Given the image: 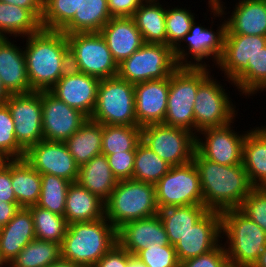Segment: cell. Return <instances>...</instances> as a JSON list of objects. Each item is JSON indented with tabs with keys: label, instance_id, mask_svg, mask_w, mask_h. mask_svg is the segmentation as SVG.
Returning <instances> with one entry per match:
<instances>
[{
	"label": "cell",
	"instance_id": "6da1fadb",
	"mask_svg": "<svg viewBox=\"0 0 266 267\" xmlns=\"http://www.w3.org/2000/svg\"><path fill=\"white\" fill-rule=\"evenodd\" d=\"M23 49L33 91H49L70 68L69 44L64 32L41 29L27 36Z\"/></svg>",
	"mask_w": 266,
	"mask_h": 267
},
{
	"label": "cell",
	"instance_id": "7a4b0ae2",
	"mask_svg": "<svg viewBox=\"0 0 266 267\" xmlns=\"http://www.w3.org/2000/svg\"><path fill=\"white\" fill-rule=\"evenodd\" d=\"M193 162L199 172L204 206L208 210L237 209L253 189L242 163L220 165L203 158L196 150Z\"/></svg>",
	"mask_w": 266,
	"mask_h": 267
},
{
	"label": "cell",
	"instance_id": "3957f363",
	"mask_svg": "<svg viewBox=\"0 0 266 267\" xmlns=\"http://www.w3.org/2000/svg\"><path fill=\"white\" fill-rule=\"evenodd\" d=\"M116 243L117 230L105 217L71 223L60 245L61 257L81 267H94Z\"/></svg>",
	"mask_w": 266,
	"mask_h": 267
},
{
	"label": "cell",
	"instance_id": "277c9868",
	"mask_svg": "<svg viewBox=\"0 0 266 267\" xmlns=\"http://www.w3.org/2000/svg\"><path fill=\"white\" fill-rule=\"evenodd\" d=\"M221 213V234L227 237L224 247L229 265L253 267L266 247V232L238 208Z\"/></svg>",
	"mask_w": 266,
	"mask_h": 267
},
{
	"label": "cell",
	"instance_id": "5b68a950",
	"mask_svg": "<svg viewBox=\"0 0 266 267\" xmlns=\"http://www.w3.org/2000/svg\"><path fill=\"white\" fill-rule=\"evenodd\" d=\"M105 218L118 230L124 224L158 215L155 185L127 179L118 181L104 202Z\"/></svg>",
	"mask_w": 266,
	"mask_h": 267
},
{
	"label": "cell",
	"instance_id": "8992f818",
	"mask_svg": "<svg viewBox=\"0 0 266 267\" xmlns=\"http://www.w3.org/2000/svg\"><path fill=\"white\" fill-rule=\"evenodd\" d=\"M206 67H178L170 75L168 104L163 124L195 134L194 102L200 83L209 75ZM194 131V132H193Z\"/></svg>",
	"mask_w": 266,
	"mask_h": 267
},
{
	"label": "cell",
	"instance_id": "52a82bcc",
	"mask_svg": "<svg viewBox=\"0 0 266 267\" xmlns=\"http://www.w3.org/2000/svg\"><path fill=\"white\" fill-rule=\"evenodd\" d=\"M90 119L102 125L139 126L135 116V84L118 75L100 79Z\"/></svg>",
	"mask_w": 266,
	"mask_h": 267
},
{
	"label": "cell",
	"instance_id": "ba28073f",
	"mask_svg": "<svg viewBox=\"0 0 266 267\" xmlns=\"http://www.w3.org/2000/svg\"><path fill=\"white\" fill-rule=\"evenodd\" d=\"M66 37L70 68L99 79L117 76L118 64L100 32L73 33Z\"/></svg>",
	"mask_w": 266,
	"mask_h": 267
},
{
	"label": "cell",
	"instance_id": "9c48e42d",
	"mask_svg": "<svg viewBox=\"0 0 266 267\" xmlns=\"http://www.w3.org/2000/svg\"><path fill=\"white\" fill-rule=\"evenodd\" d=\"M178 68L173 49L164 44L144 43L118 64V76L136 84L166 79Z\"/></svg>",
	"mask_w": 266,
	"mask_h": 267
},
{
	"label": "cell",
	"instance_id": "30bf717a",
	"mask_svg": "<svg viewBox=\"0 0 266 267\" xmlns=\"http://www.w3.org/2000/svg\"><path fill=\"white\" fill-rule=\"evenodd\" d=\"M155 193L159 210L204 204L199 172L193 160L172 166L155 184Z\"/></svg>",
	"mask_w": 266,
	"mask_h": 267
},
{
	"label": "cell",
	"instance_id": "8fae6325",
	"mask_svg": "<svg viewBox=\"0 0 266 267\" xmlns=\"http://www.w3.org/2000/svg\"><path fill=\"white\" fill-rule=\"evenodd\" d=\"M141 141L171 166L191 162L196 150L193 133L163 123L141 127Z\"/></svg>",
	"mask_w": 266,
	"mask_h": 267
},
{
	"label": "cell",
	"instance_id": "7c38bea8",
	"mask_svg": "<svg viewBox=\"0 0 266 267\" xmlns=\"http://www.w3.org/2000/svg\"><path fill=\"white\" fill-rule=\"evenodd\" d=\"M208 75L201 83L194 102L195 136L206 128L233 123L236 110L223 86Z\"/></svg>",
	"mask_w": 266,
	"mask_h": 267
},
{
	"label": "cell",
	"instance_id": "4fadbf2b",
	"mask_svg": "<svg viewBox=\"0 0 266 267\" xmlns=\"http://www.w3.org/2000/svg\"><path fill=\"white\" fill-rule=\"evenodd\" d=\"M5 104L14 121L17 143L25 151L43 140L41 91L10 94Z\"/></svg>",
	"mask_w": 266,
	"mask_h": 267
},
{
	"label": "cell",
	"instance_id": "5bb4252c",
	"mask_svg": "<svg viewBox=\"0 0 266 267\" xmlns=\"http://www.w3.org/2000/svg\"><path fill=\"white\" fill-rule=\"evenodd\" d=\"M218 28L219 29L215 32L211 30L212 28L207 29L201 26V24L196 25V22L193 21L189 33L182 39L183 41L188 42V46H185V48H188V52L187 48L185 50L184 47L173 49V55L177 66L208 68L209 64L207 65L202 60L205 58L208 59L211 56L214 59V63L216 62L217 64L223 54L226 21L224 20L222 25L220 24ZM189 56L190 60H192V58L194 59V62L188 61Z\"/></svg>",
	"mask_w": 266,
	"mask_h": 267
},
{
	"label": "cell",
	"instance_id": "9a60e30c",
	"mask_svg": "<svg viewBox=\"0 0 266 267\" xmlns=\"http://www.w3.org/2000/svg\"><path fill=\"white\" fill-rule=\"evenodd\" d=\"M231 123L222 127L206 128L198 134L205 136V141L196 136V151L205 159L220 165L242 163L243 144L246 137L231 129Z\"/></svg>",
	"mask_w": 266,
	"mask_h": 267
},
{
	"label": "cell",
	"instance_id": "2e32d148",
	"mask_svg": "<svg viewBox=\"0 0 266 267\" xmlns=\"http://www.w3.org/2000/svg\"><path fill=\"white\" fill-rule=\"evenodd\" d=\"M39 174H51L75 183L79 166L64 142L43 139L25 151L23 158Z\"/></svg>",
	"mask_w": 266,
	"mask_h": 267
},
{
	"label": "cell",
	"instance_id": "e0dca14e",
	"mask_svg": "<svg viewBox=\"0 0 266 267\" xmlns=\"http://www.w3.org/2000/svg\"><path fill=\"white\" fill-rule=\"evenodd\" d=\"M43 139L61 141L71 137L88 119L50 91H41Z\"/></svg>",
	"mask_w": 266,
	"mask_h": 267
},
{
	"label": "cell",
	"instance_id": "ac0fdd59",
	"mask_svg": "<svg viewBox=\"0 0 266 267\" xmlns=\"http://www.w3.org/2000/svg\"><path fill=\"white\" fill-rule=\"evenodd\" d=\"M99 82L97 77L69 68L49 91L90 118L96 106Z\"/></svg>",
	"mask_w": 266,
	"mask_h": 267
},
{
	"label": "cell",
	"instance_id": "d6986e66",
	"mask_svg": "<svg viewBox=\"0 0 266 267\" xmlns=\"http://www.w3.org/2000/svg\"><path fill=\"white\" fill-rule=\"evenodd\" d=\"M221 213L209 210L175 245L179 263L206 254L220 244Z\"/></svg>",
	"mask_w": 266,
	"mask_h": 267
},
{
	"label": "cell",
	"instance_id": "ffe728a7",
	"mask_svg": "<svg viewBox=\"0 0 266 267\" xmlns=\"http://www.w3.org/2000/svg\"><path fill=\"white\" fill-rule=\"evenodd\" d=\"M265 46L266 36L225 34L218 67L233 84L248 70V61Z\"/></svg>",
	"mask_w": 266,
	"mask_h": 267
},
{
	"label": "cell",
	"instance_id": "44dd1931",
	"mask_svg": "<svg viewBox=\"0 0 266 267\" xmlns=\"http://www.w3.org/2000/svg\"><path fill=\"white\" fill-rule=\"evenodd\" d=\"M170 87V77L135 84V116L140 127L163 123Z\"/></svg>",
	"mask_w": 266,
	"mask_h": 267
},
{
	"label": "cell",
	"instance_id": "7402d4cb",
	"mask_svg": "<svg viewBox=\"0 0 266 267\" xmlns=\"http://www.w3.org/2000/svg\"><path fill=\"white\" fill-rule=\"evenodd\" d=\"M117 243L131 255L151 246H166L168 236L159 215L131 221L117 230Z\"/></svg>",
	"mask_w": 266,
	"mask_h": 267
},
{
	"label": "cell",
	"instance_id": "603a6c76",
	"mask_svg": "<svg viewBox=\"0 0 266 267\" xmlns=\"http://www.w3.org/2000/svg\"><path fill=\"white\" fill-rule=\"evenodd\" d=\"M113 59L120 64L143 44L141 32L132 17H112L100 30Z\"/></svg>",
	"mask_w": 266,
	"mask_h": 267
},
{
	"label": "cell",
	"instance_id": "cb8c5ba5",
	"mask_svg": "<svg viewBox=\"0 0 266 267\" xmlns=\"http://www.w3.org/2000/svg\"><path fill=\"white\" fill-rule=\"evenodd\" d=\"M0 38V79L9 94L29 93L26 60L22 48H18L10 39Z\"/></svg>",
	"mask_w": 266,
	"mask_h": 267
},
{
	"label": "cell",
	"instance_id": "d4e9b609",
	"mask_svg": "<svg viewBox=\"0 0 266 267\" xmlns=\"http://www.w3.org/2000/svg\"><path fill=\"white\" fill-rule=\"evenodd\" d=\"M34 239L36 236L31 211L29 208L20 207L15 216L0 227V253L9 265Z\"/></svg>",
	"mask_w": 266,
	"mask_h": 267
},
{
	"label": "cell",
	"instance_id": "484cf974",
	"mask_svg": "<svg viewBox=\"0 0 266 267\" xmlns=\"http://www.w3.org/2000/svg\"><path fill=\"white\" fill-rule=\"evenodd\" d=\"M227 19L225 34L266 36V0H239Z\"/></svg>",
	"mask_w": 266,
	"mask_h": 267
},
{
	"label": "cell",
	"instance_id": "4316f807",
	"mask_svg": "<svg viewBox=\"0 0 266 267\" xmlns=\"http://www.w3.org/2000/svg\"><path fill=\"white\" fill-rule=\"evenodd\" d=\"M242 164L253 188H266V126L246 133Z\"/></svg>",
	"mask_w": 266,
	"mask_h": 267
},
{
	"label": "cell",
	"instance_id": "83f0119b",
	"mask_svg": "<svg viewBox=\"0 0 266 267\" xmlns=\"http://www.w3.org/2000/svg\"><path fill=\"white\" fill-rule=\"evenodd\" d=\"M64 217L68 224L89 222L105 217L104 201L77 182L68 188Z\"/></svg>",
	"mask_w": 266,
	"mask_h": 267
},
{
	"label": "cell",
	"instance_id": "f1b7e54d",
	"mask_svg": "<svg viewBox=\"0 0 266 267\" xmlns=\"http://www.w3.org/2000/svg\"><path fill=\"white\" fill-rule=\"evenodd\" d=\"M77 183L105 202L118 180L111 171L107 156L99 154L79 167Z\"/></svg>",
	"mask_w": 266,
	"mask_h": 267
},
{
	"label": "cell",
	"instance_id": "f546056e",
	"mask_svg": "<svg viewBox=\"0 0 266 267\" xmlns=\"http://www.w3.org/2000/svg\"><path fill=\"white\" fill-rule=\"evenodd\" d=\"M102 131L101 123L88 118L71 137L64 141L79 167L94 156L102 154Z\"/></svg>",
	"mask_w": 266,
	"mask_h": 267
},
{
	"label": "cell",
	"instance_id": "4dcf8cb0",
	"mask_svg": "<svg viewBox=\"0 0 266 267\" xmlns=\"http://www.w3.org/2000/svg\"><path fill=\"white\" fill-rule=\"evenodd\" d=\"M11 184L20 207L37 205L41 194V174L22 159H11Z\"/></svg>",
	"mask_w": 266,
	"mask_h": 267
},
{
	"label": "cell",
	"instance_id": "1f68e13d",
	"mask_svg": "<svg viewBox=\"0 0 266 267\" xmlns=\"http://www.w3.org/2000/svg\"><path fill=\"white\" fill-rule=\"evenodd\" d=\"M159 0H144L132 18L141 32L144 43L166 45V8Z\"/></svg>",
	"mask_w": 266,
	"mask_h": 267
},
{
	"label": "cell",
	"instance_id": "d6a6232c",
	"mask_svg": "<svg viewBox=\"0 0 266 267\" xmlns=\"http://www.w3.org/2000/svg\"><path fill=\"white\" fill-rule=\"evenodd\" d=\"M208 211L204 204L160 209L158 215L169 243L174 246Z\"/></svg>",
	"mask_w": 266,
	"mask_h": 267
},
{
	"label": "cell",
	"instance_id": "836d02e7",
	"mask_svg": "<svg viewBox=\"0 0 266 267\" xmlns=\"http://www.w3.org/2000/svg\"><path fill=\"white\" fill-rule=\"evenodd\" d=\"M112 18L107 0H81L73 19L61 30L67 34L100 32Z\"/></svg>",
	"mask_w": 266,
	"mask_h": 267
},
{
	"label": "cell",
	"instance_id": "e575fe53",
	"mask_svg": "<svg viewBox=\"0 0 266 267\" xmlns=\"http://www.w3.org/2000/svg\"><path fill=\"white\" fill-rule=\"evenodd\" d=\"M41 29V20L31 10L0 1V38L6 34L24 38Z\"/></svg>",
	"mask_w": 266,
	"mask_h": 267
},
{
	"label": "cell",
	"instance_id": "d590c367",
	"mask_svg": "<svg viewBox=\"0 0 266 267\" xmlns=\"http://www.w3.org/2000/svg\"><path fill=\"white\" fill-rule=\"evenodd\" d=\"M61 257L60 244L34 239L9 264V267H47Z\"/></svg>",
	"mask_w": 266,
	"mask_h": 267
},
{
	"label": "cell",
	"instance_id": "8d00e7d4",
	"mask_svg": "<svg viewBox=\"0 0 266 267\" xmlns=\"http://www.w3.org/2000/svg\"><path fill=\"white\" fill-rule=\"evenodd\" d=\"M141 141V127L129 125H103L102 154L105 156L136 151Z\"/></svg>",
	"mask_w": 266,
	"mask_h": 267
},
{
	"label": "cell",
	"instance_id": "74e56055",
	"mask_svg": "<svg viewBox=\"0 0 266 267\" xmlns=\"http://www.w3.org/2000/svg\"><path fill=\"white\" fill-rule=\"evenodd\" d=\"M171 167L142 141L136 146L132 179L155 185Z\"/></svg>",
	"mask_w": 266,
	"mask_h": 267
},
{
	"label": "cell",
	"instance_id": "f35d334b",
	"mask_svg": "<svg viewBox=\"0 0 266 267\" xmlns=\"http://www.w3.org/2000/svg\"><path fill=\"white\" fill-rule=\"evenodd\" d=\"M28 208L33 217L36 239L52 241L61 245L68 228V223L65 217L54 214L38 205Z\"/></svg>",
	"mask_w": 266,
	"mask_h": 267
},
{
	"label": "cell",
	"instance_id": "ab89813d",
	"mask_svg": "<svg viewBox=\"0 0 266 267\" xmlns=\"http://www.w3.org/2000/svg\"><path fill=\"white\" fill-rule=\"evenodd\" d=\"M71 183L59 176L41 174V194L37 205L64 216L66 195Z\"/></svg>",
	"mask_w": 266,
	"mask_h": 267
},
{
	"label": "cell",
	"instance_id": "60d3db41",
	"mask_svg": "<svg viewBox=\"0 0 266 267\" xmlns=\"http://www.w3.org/2000/svg\"><path fill=\"white\" fill-rule=\"evenodd\" d=\"M81 0H43L41 27L61 31L79 10Z\"/></svg>",
	"mask_w": 266,
	"mask_h": 267
},
{
	"label": "cell",
	"instance_id": "b9f144b4",
	"mask_svg": "<svg viewBox=\"0 0 266 267\" xmlns=\"http://www.w3.org/2000/svg\"><path fill=\"white\" fill-rule=\"evenodd\" d=\"M247 96L266 89V46L248 61V70L234 83ZM240 89V90H239Z\"/></svg>",
	"mask_w": 266,
	"mask_h": 267
},
{
	"label": "cell",
	"instance_id": "7bdbcfd3",
	"mask_svg": "<svg viewBox=\"0 0 266 267\" xmlns=\"http://www.w3.org/2000/svg\"><path fill=\"white\" fill-rule=\"evenodd\" d=\"M189 11L180 7L166 9V45L172 49L182 47V39L191 29L195 17Z\"/></svg>",
	"mask_w": 266,
	"mask_h": 267
},
{
	"label": "cell",
	"instance_id": "ee69618b",
	"mask_svg": "<svg viewBox=\"0 0 266 267\" xmlns=\"http://www.w3.org/2000/svg\"><path fill=\"white\" fill-rule=\"evenodd\" d=\"M0 153L7 159H22L25 150L17 143L15 125L6 104L0 105Z\"/></svg>",
	"mask_w": 266,
	"mask_h": 267
},
{
	"label": "cell",
	"instance_id": "f6af8a7d",
	"mask_svg": "<svg viewBox=\"0 0 266 267\" xmlns=\"http://www.w3.org/2000/svg\"><path fill=\"white\" fill-rule=\"evenodd\" d=\"M135 256L148 267H180L175 247L171 244L166 246L149 245Z\"/></svg>",
	"mask_w": 266,
	"mask_h": 267
},
{
	"label": "cell",
	"instance_id": "bcb514c9",
	"mask_svg": "<svg viewBox=\"0 0 266 267\" xmlns=\"http://www.w3.org/2000/svg\"><path fill=\"white\" fill-rule=\"evenodd\" d=\"M238 209L266 232V188H253Z\"/></svg>",
	"mask_w": 266,
	"mask_h": 267
},
{
	"label": "cell",
	"instance_id": "7dc6e473",
	"mask_svg": "<svg viewBox=\"0 0 266 267\" xmlns=\"http://www.w3.org/2000/svg\"><path fill=\"white\" fill-rule=\"evenodd\" d=\"M136 151L115 153L107 156L108 164L118 181L133 178Z\"/></svg>",
	"mask_w": 266,
	"mask_h": 267
},
{
	"label": "cell",
	"instance_id": "c3c4849f",
	"mask_svg": "<svg viewBox=\"0 0 266 267\" xmlns=\"http://www.w3.org/2000/svg\"><path fill=\"white\" fill-rule=\"evenodd\" d=\"M228 257L224 245L220 243L212 251L187 259L180 263V267H228Z\"/></svg>",
	"mask_w": 266,
	"mask_h": 267
},
{
	"label": "cell",
	"instance_id": "681fc988",
	"mask_svg": "<svg viewBox=\"0 0 266 267\" xmlns=\"http://www.w3.org/2000/svg\"><path fill=\"white\" fill-rule=\"evenodd\" d=\"M129 252L116 243L94 267H127Z\"/></svg>",
	"mask_w": 266,
	"mask_h": 267
},
{
	"label": "cell",
	"instance_id": "f907efd6",
	"mask_svg": "<svg viewBox=\"0 0 266 267\" xmlns=\"http://www.w3.org/2000/svg\"><path fill=\"white\" fill-rule=\"evenodd\" d=\"M0 201L18 203L11 184V160L0 164Z\"/></svg>",
	"mask_w": 266,
	"mask_h": 267
},
{
	"label": "cell",
	"instance_id": "816d5d0a",
	"mask_svg": "<svg viewBox=\"0 0 266 267\" xmlns=\"http://www.w3.org/2000/svg\"><path fill=\"white\" fill-rule=\"evenodd\" d=\"M112 17H132L144 0H107Z\"/></svg>",
	"mask_w": 266,
	"mask_h": 267
},
{
	"label": "cell",
	"instance_id": "f5cc1de1",
	"mask_svg": "<svg viewBox=\"0 0 266 267\" xmlns=\"http://www.w3.org/2000/svg\"><path fill=\"white\" fill-rule=\"evenodd\" d=\"M4 3L16 5L31 10L40 20L43 15V0H0Z\"/></svg>",
	"mask_w": 266,
	"mask_h": 267
},
{
	"label": "cell",
	"instance_id": "db71d44e",
	"mask_svg": "<svg viewBox=\"0 0 266 267\" xmlns=\"http://www.w3.org/2000/svg\"><path fill=\"white\" fill-rule=\"evenodd\" d=\"M20 209L18 203L0 201V227L6 225Z\"/></svg>",
	"mask_w": 266,
	"mask_h": 267
},
{
	"label": "cell",
	"instance_id": "11a10c76",
	"mask_svg": "<svg viewBox=\"0 0 266 267\" xmlns=\"http://www.w3.org/2000/svg\"><path fill=\"white\" fill-rule=\"evenodd\" d=\"M223 2L221 0H208L209 7H211L210 10L213 13L215 17H222V15L225 13L224 10L226 9L223 8Z\"/></svg>",
	"mask_w": 266,
	"mask_h": 267
},
{
	"label": "cell",
	"instance_id": "9f6ffc18",
	"mask_svg": "<svg viewBox=\"0 0 266 267\" xmlns=\"http://www.w3.org/2000/svg\"><path fill=\"white\" fill-rule=\"evenodd\" d=\"M47 267H81V266L60 257L58 260L48 265Z\"/></svg>",
	"mask_w": 266,
	"mask_h": 267
},
{
	"label": "cell",
	"instance_id": "6f0895ef",
	"mask_svg": "<svg viewBox=\"0 0 266 267\" xmlns=\"http://www.w3.org/2000/svg\"><path fill=\"white\" fill-rule=\"evenodd\" d=\"M127 267H148L142 261H140L136 256L129 253V262Z\"/></svg>",
	"mask_w": 266,
	"mask_h": 267
},
{
	"label": "cell",
	"instance_id": "680465c9",
	"mask_svg": "<svg viewBox=\"0 0 266 267\" xmlns=\"http://www.w3.org/2000/svg\"><path fill=\"white\" fill-rule=\"evenodd\" d=\"M253 267H266V247L261 252L257 262L253 265Z\"/></svg>",
	"mask_w": 266,
	"mask_h": 267
},
{
	"label": "cell",
	"instance_id": "91938a15",
	"mask_svg": "<svg viewBox=\"0 0 266 267\" xmlns=\"http://www.w3.org/2000/svg\"><path fill=\"white\" fill-rule=\"evenodd\" d=\"M10 94L6 91V89L3 87L1 79H0V105L5 104Z\"/></svg>",
	"mask_w": 266,
	"mask_h": 267
},
{
	"label": "cell",
	"instance_id": "94428289",
	"mask_svg": "<svg viewBox=\"0 0 266 267\" xmlns=\"http://www.w3.org/2000/svg\"><path fill=\"white\" fill-rule=\"evenodd\" d=\"M5 266L9 267L8 263L4 260V258L2 257V255L0 253V267H5Z\"/></svg>",
	"mask_w": 266,
	"mask_h": 267
},
{
	"label": "cell",
	"instance_id": "6125c7cd",
	"mask_svg": "<svg viewBox=\"0 0 266 267\" xmlns=\"http://www.w3.org/2000/svg\"><path fill=\"white\" fill-rule=\"evenodd\" d=\"M7 159L0 153V164L4 163Z\"/></svg>",
	"mask_w": 266,
	"mask_h": 267
}]
</instances>
